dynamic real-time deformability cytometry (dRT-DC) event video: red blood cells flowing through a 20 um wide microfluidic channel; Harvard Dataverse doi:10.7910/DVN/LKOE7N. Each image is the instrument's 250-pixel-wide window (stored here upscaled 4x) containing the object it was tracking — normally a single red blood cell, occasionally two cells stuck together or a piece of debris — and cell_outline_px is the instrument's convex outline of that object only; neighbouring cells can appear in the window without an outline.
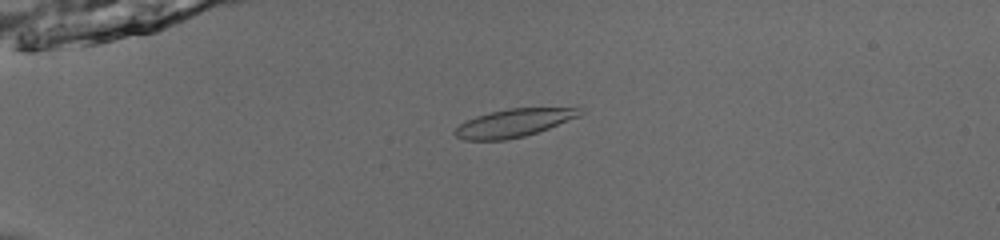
{"species": "common noctule bat (a hibernating species)", "species_latin": "Nyctalus noctula", "temperature_condition": "room temperature", "stored_images_in_passage": 52, "camera_frame_rate_fps": 3000, "um_per_image_px": 0.085, "animal": {"sex": "male", "body_mass_g": 13.0, "forearm_length_mm": 53.1}, "frame": {"image": 1, "passage_image": 14, "time_ms": 4.333, "image_size_px": [1000, 240], "cell_outline_px": [[584, 112], [580, 116], [548, 128], [524, 136], [504, 140], [464, 140], [456, 136], [452, 132], [460, 124], [476, 116], [508, 108], [580, 108]], "centroid_in_image_um": [43.66, 10.45], "position_along_channel_um": 41.3, "area_um2": 20.11}}
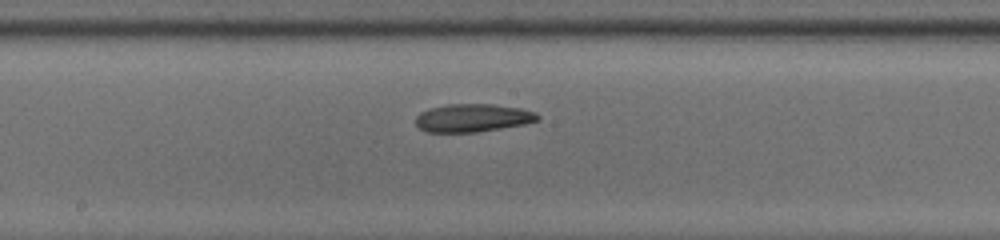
{"frame": {"image": 2, "passage_image": 30, "time_ms": 9.667, "image_size_px": [1000, 240], "cell_outline_px": [[540, 120], [524, 124], [476, 132], [428, 132], [420, 128], [416, 124], [416, 116], [420, 112], [428, 108], [448, 104], [492, 104], [520, 108], [536, 112], [540, 116]], "centroid_in_image_um": [40.18, 10.01], "position_along_channel_um": 208.0, "area_um2": 19.94}}
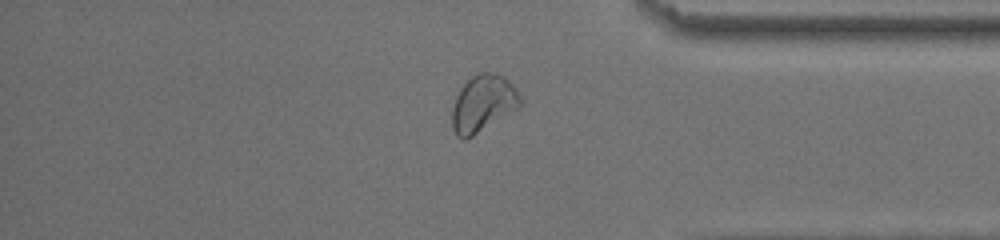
{"frame": {"image": 3, "passage_image": 45, "time_ms": 14.667, "image_size_px": [1000, 240], "cell_outline_px": [[520, 108], [472, 136], [464, 140], [456, 136], [452, 128], [452, 108], [456, 96], [460, 88], [472, 76], [480, 72], [492, 72], [504, 76], [516, 88], [520, 96]], "centroid_in_image_um": [41.06, 8.8], "position_along_channel_um": 394.1, "area_um2": 22.66}}